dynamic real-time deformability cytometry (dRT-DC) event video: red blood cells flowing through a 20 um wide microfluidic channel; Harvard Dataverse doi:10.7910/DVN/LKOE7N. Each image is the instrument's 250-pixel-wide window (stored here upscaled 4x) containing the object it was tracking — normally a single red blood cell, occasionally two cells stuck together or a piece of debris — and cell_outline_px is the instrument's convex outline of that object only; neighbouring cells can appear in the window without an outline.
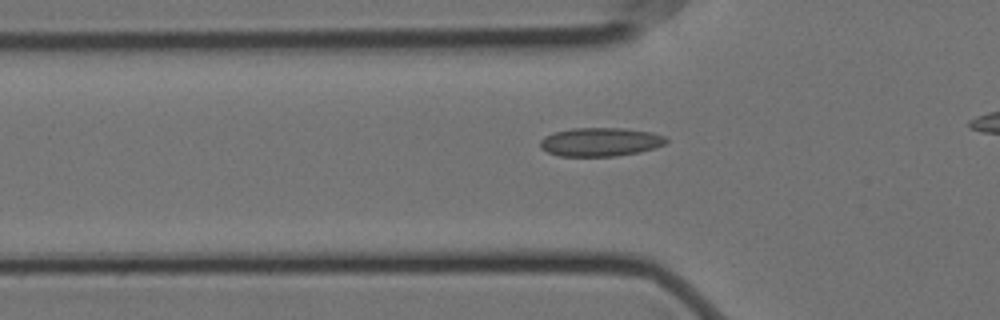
{"species": "Egyptian fruit bat (a non-hibernating species)", "species_latin": "Rousettus aegyptiacus", "temperature_condition": "cold", "stored_images_in_passage": 41, "camera_frame_rate_fps": 3000, "um_per_image_px": 0.085, "animal": {"sex": "female"}, "frame": {"image": 1, "passage_image": 13, "time_ms": 4.0, "image_size_px": [1000, 320], "cell_outline_px": [[668, 140], [664, 144], [656, 148], [640, 152], [616, 156], [560, 156], [548, 152], [540, 148], [540, 140], [544, 136], [552, 132], [572, 128], [624, 128], [652, 132], [664, 136]], "centroid_in_image_um": [51.02, 12.06], "position_along_channel_um": 74.8, "area_um2": 21.21}}
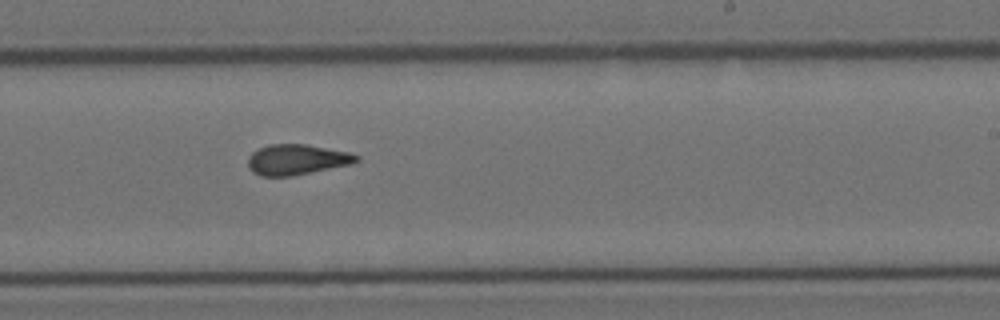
{"frame": {"image": 2, "passage_image": 29, "time_ms": 9.333, "image_size_px": [1000, 320], "cell_outline_px": [[360, 160], [352, 164], [292, 176], [260, 176], [252, 172], [248, 168], [248, 156], [252, 152], [268, 144], [308, 144], [348, 152], [360, 156]], "centroid_in_image_um": [25.22, 13.56], "position_along_channel_um": 263.8, "area_um2": 19.42}}
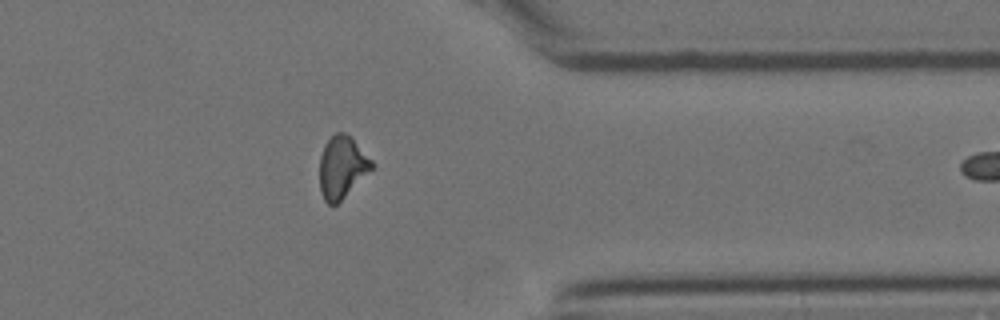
{"frame": {"image": 3, "passage_image": 40, "time_ms": 13.0, "image_size_px": [1000, 320], "cell_outline_px": [[372, 168], [336, 204], [328, 204], [324, 200], [320, 192], [320, 156], [324, 144], [336, 132], [344, 132], [352, 136], [372, 160]], "centroid_in_image_um": [29.05, 14.16], "position_along_channel_um": 382.4, "area_um2": 18.61}}